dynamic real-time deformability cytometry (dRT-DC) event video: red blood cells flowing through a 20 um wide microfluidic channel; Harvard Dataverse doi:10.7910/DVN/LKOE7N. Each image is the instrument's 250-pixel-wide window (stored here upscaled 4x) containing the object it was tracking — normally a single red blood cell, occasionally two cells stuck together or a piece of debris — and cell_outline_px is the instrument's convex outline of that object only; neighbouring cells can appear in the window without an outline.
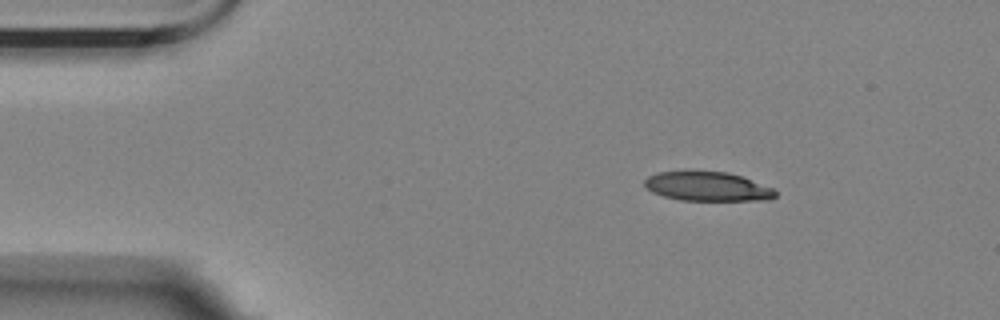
{"species": "Egyptian fruit bat (a non-hibernating species)", "species_latin": "Rousettus aegyptiacus", "temperature_condition": "room temperature", "stored_images_in_passage": 3, "camera_frame_rate_fps": 3000, "um_per_image_px": 0.085, "animal": {"sex": "female"}, "frame": {"image": 1, "passage_image": 1, "time_ms": 0.0, "image_size_px": [1000, 320], "cell_outline_px": [[776, 196], [768, 200], [680, 200], [664, 196], [652, 192], [644, 188], [644, 180], [648, 176], [656, 172], [728, 172], [740, 176], [772, 188], [776, 192]], "centroid_in_image_um": [60.09, 15.86], "position_along_channel_um": 24.9, "area_um2": 21.96}}